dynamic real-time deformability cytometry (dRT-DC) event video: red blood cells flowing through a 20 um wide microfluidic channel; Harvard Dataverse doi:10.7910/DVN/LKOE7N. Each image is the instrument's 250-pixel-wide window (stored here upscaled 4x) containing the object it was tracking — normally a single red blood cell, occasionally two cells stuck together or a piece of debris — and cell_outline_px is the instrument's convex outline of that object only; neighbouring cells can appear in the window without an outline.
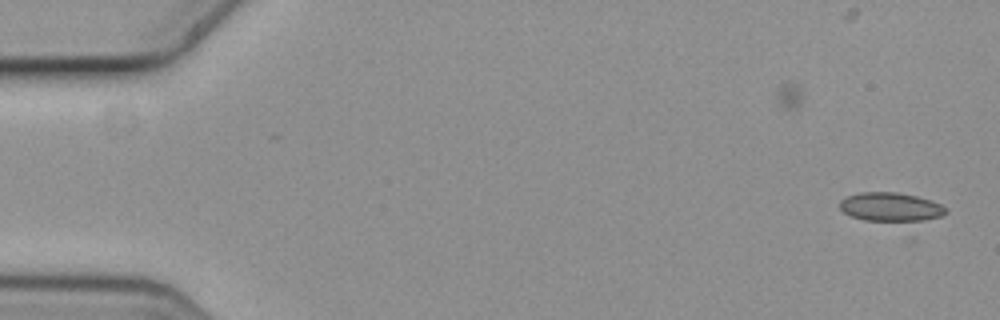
{"species": "common noctule bat (a hibernating species)", "species_latin": "Nyctalus noctula", "temperature_condition": "cold", "stored_images_in_passage": 5, "camera_frame_rate_fps": 3000, "um_per_image_px": 0.085, "animal": {"sex": "female", "body_mass_g": 19.3, "forearm_length_mm": 54.1}, "frame": {"image": 1, "passage_image": 1, "time_ms": 0.0, "image_size_px": [1000, 320], "cell_outline_px": [[948, 212], [940, 216], [912, 224], [908, 224], [864, 220], [852, 216], [844, 212], [840, 208], [840, 200], [848, 196], [860, 192], [896, 192], [916, 196], [932, 200], [948, 208]], "centroid_in_image_um": [75.77, 17.64], "position_along_channel_um": 9.2, "area_um2": 18.55}}
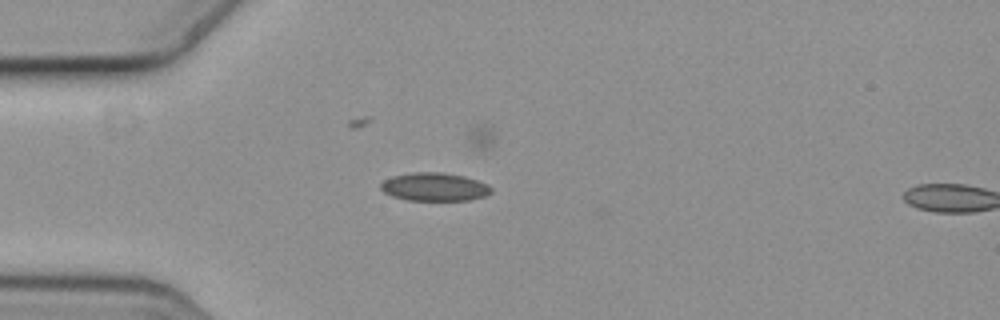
{"frame": {"image": 2, "passage_image": 4, "time_ms": 1.0, "image_size_px": [1000, 320], "cell_outline_px": [[492, 192], [484, 196], [468, 200], [408, 200], [392, 196], [384, 192], [380, 188], [380, 184], [384, 180], [392, 176], [412, 172], [444, 172], [464, 176], [488, 184], [492, 188]], "centroid_in_image_um": [36.92, 15.87], "position_along_channel_um": 48.1, "area_um2": 18.21}}